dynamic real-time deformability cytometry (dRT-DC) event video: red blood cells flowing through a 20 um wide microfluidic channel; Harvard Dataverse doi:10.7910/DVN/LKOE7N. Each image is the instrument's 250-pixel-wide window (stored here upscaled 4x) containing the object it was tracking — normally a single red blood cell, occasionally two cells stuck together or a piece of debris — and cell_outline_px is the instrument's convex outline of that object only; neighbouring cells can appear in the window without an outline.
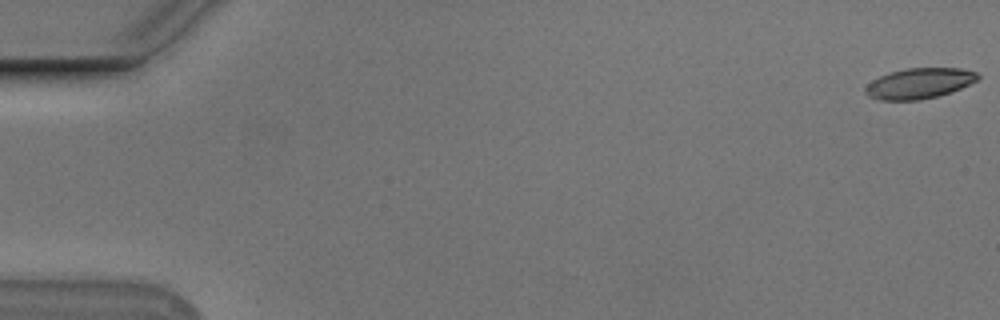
{"species": "Egyptian fruit bat (a non-hibernating species)", "species_latin": "Rousettus aegyptiacus", "temperature_condition": "cold", "stored_images_in_passage": 35, "camera_frame_rate_fps": 3000, "um_per_image_px": 0.085, "animal": {"sex": "male"}, "frame": {"image": 1, "passage_image": 1, "time_ms": 0.0, "image_size_px": [1000, 320], "cell_outline_px": [[980, 80], [960, 88], [936, 96], [920, 100], [876, 100], [868, 96], [864, 92], [864, 88], [872, 80], [880, 76], [892, 72], [908, 68], [960, 68], [976, 72], [980, 76]], "centroid_in_image_um": [78.13, 7.09], "position_along_channel_um": 6.9, "area_um2": 19.94}}
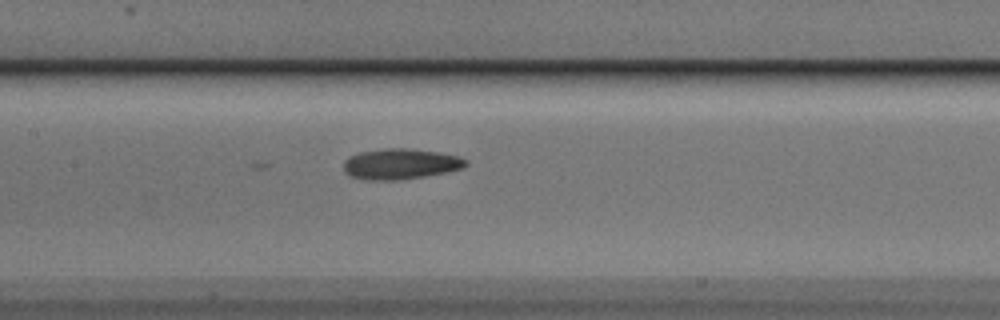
{"frame": {"image": 2, "passage_image": 27, "time_ms": 8.667, "image_size_px": [1000, 320], "cell_outline_px": [[468, 164], [464, 168], [448, 172], [400, 180], [364, 180], [352, 176], [344, 172], [344, 160], [348, 156], [360, 152], [384, 148], [412, 148], [440, 152], [456, 156], [468, 160]], "centroid_in_image_um": [34.05, 13.93], "position_along_channel_um": 173.4, "area_um2": 22.08}}
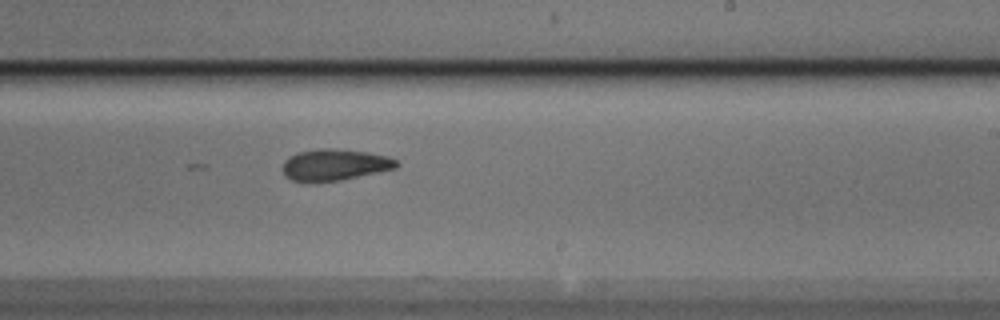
{"frame": {"image": 3, "passage_image": 34, "time_ms": 11.0, "image_size_px": [1000, 320], "cell_outline_px": [[400, 164], [396, 168], [340, 180], [308, 184], [292, 180], [284, 176], [284, 160], [288, 156], [296, 152], [320, 148], [332, 148], [364, 152], [388, 156], [396, 160]], "centroid_in_image_um": [28.39, 14.02], "position_along_channel_um": 260.6, "area_um2": 21.1}}